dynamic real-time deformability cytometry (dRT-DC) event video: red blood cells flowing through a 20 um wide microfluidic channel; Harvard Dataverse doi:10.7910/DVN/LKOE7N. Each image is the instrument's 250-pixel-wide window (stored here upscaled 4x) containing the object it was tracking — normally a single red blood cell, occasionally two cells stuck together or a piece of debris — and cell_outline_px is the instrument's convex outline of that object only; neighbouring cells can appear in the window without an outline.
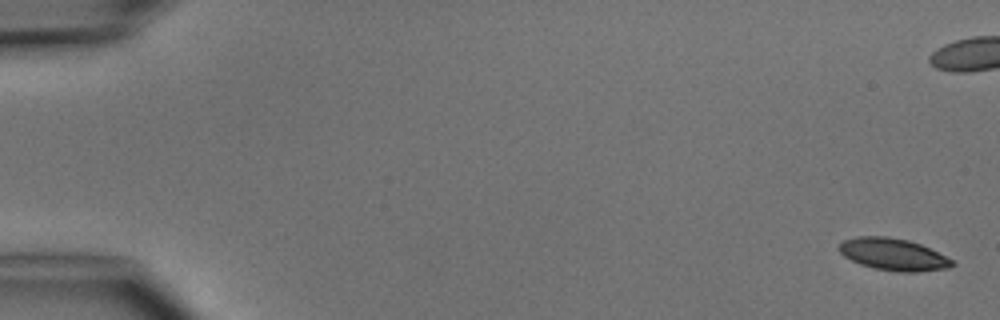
{"species": "common noctule bat (a hibernating species)", "species_latin": "Nyctalus noctula", "temperature_condition": "cold", "stored_images_in_passage": 6, "camera_frame_rate_fps": 3000, "um_per_image_px": 0.085, "animal": {"sex": "male", "body_mass_g": 15.6}, "frame": {"image": 1, "passage_image": 1, "time_ms": 0.0, "image_size_px": [1000, 320], "cell_outline_px": [[956, 264], [948, 268], [916, 272], [900, 272], [876, 268], [860, 264], [844, 256], [840, 252], [840, 244], [844, 240], [856, 236], [888, 236], [908, 240], [920, 244], [952, 260]], "centroid_in_image_um": [75.92, 21.62], "position_along_channel_um": 9.1, "area_um2": 20.81}}
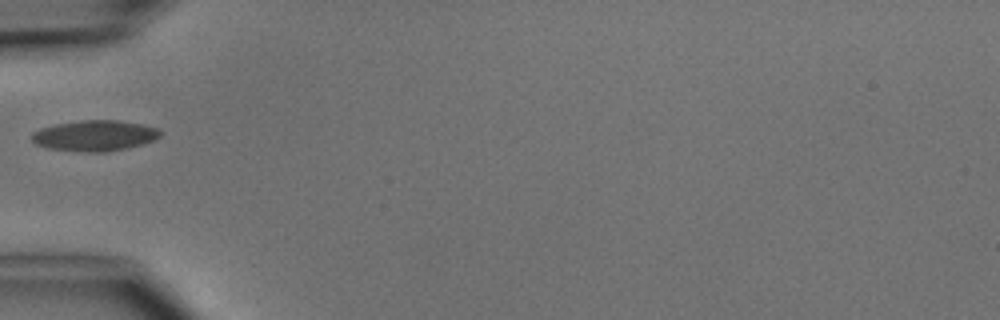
{"frame": {"image": 2, "passage_image": 6, "time_ms": 6.333, "image_size_px": [1000, 320], "cell_outline_px": [[160, 136], [152, 140], [140, 144], [124, 148], [104, 152], [88, 152], [48, 148], [36, 144], [32, 140], [32, 132], [40, 128], [56, 124], [84, 120], [116, 120], [140, 124], [156, 128], [160, 132]], "centroid_in_image_um": [8.0, 11.52], "position_along_channel_um": 77.0, "area_um2": 22.54}}